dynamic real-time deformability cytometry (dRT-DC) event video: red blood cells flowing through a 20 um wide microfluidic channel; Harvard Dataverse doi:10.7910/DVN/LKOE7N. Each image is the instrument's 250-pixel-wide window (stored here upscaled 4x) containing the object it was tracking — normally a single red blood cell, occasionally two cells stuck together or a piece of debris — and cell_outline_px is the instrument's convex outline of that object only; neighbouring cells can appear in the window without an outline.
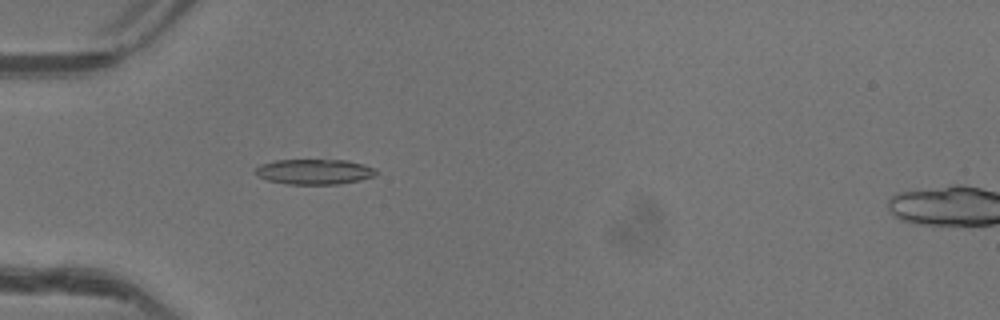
{"species": "common noctule bat (a hibernating species)", "species_latin": "Nyctalus noctula", "temperature_condition": "warm", "stored_images_in_passage": 46, "camera_frame_rate_fps": 3000, "um_per_image_px": 0.085, "animal": {"sex": "female"}, "frame": {"image": 1, "passage_image": 12, "time_ms": 3.667, "image_size_px": [1000, 320], "cell_outline_px": [[376, 176], [360, 180], [340, 184], [288, 184], [268, 180], [260, 176], [256, 172], [256, 168], [260, 164], [276, 160], [348, 160], [364, 164], [376, 168]], "centroid_in_image_um": [26.78, 14.59], "position_along_channel_um": 58.2, "area_um2": 17.74}}
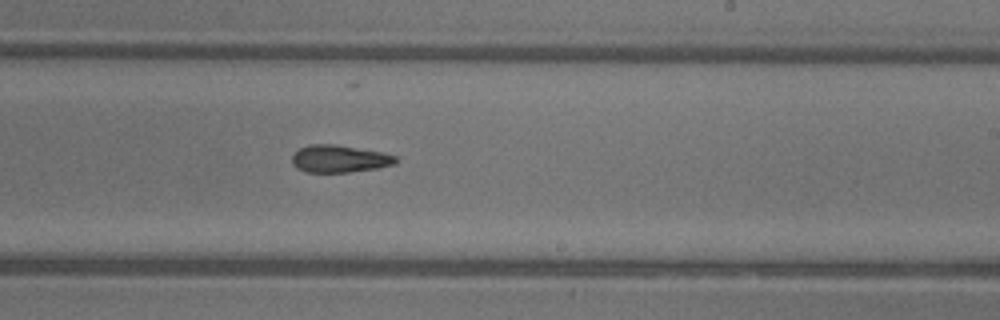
{"frame": {"image": 2, "passage_image": 27, "time_ms": 8.667, "image_size_px": [1000, 320], "cell_outline_px": [[400, 160], [396, 164], [376, 168], [348, 172], [304, 172], [296, 168], [292, 164], [292, 156], [300, 148], [308, 144], [336, 144], [384, 152], [396, 156]], "centroid_in_image_um": [28.87, 13.49], "position_along_channel_um": 260.1, "area_um2": 16.76}}
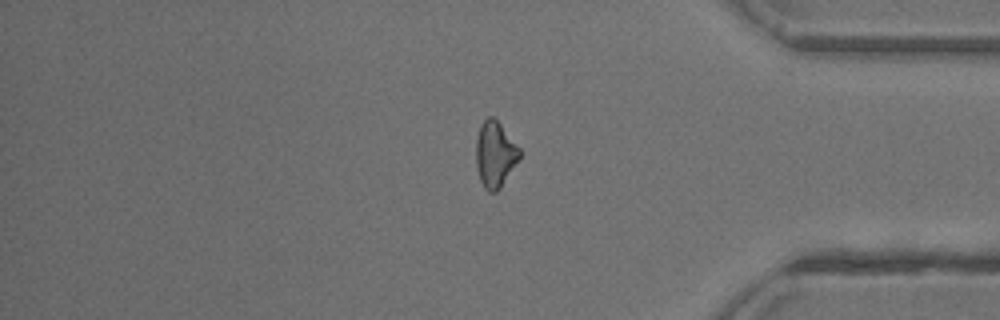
{"frame": {"image": 3, "passage_image": 38, "time_ms": 12.333, "image_size_px": [1000, 320], "cell_outline_px": [[520, 156], [500, 188], [496, 192], [488, 192], [484, 188], [480, 180], [476, 168], [476, 140], [480, 124], [488, 116], [492, 116], [500, 124], [520, 148]], "centroid_in_image_um": [42.05, 13.12], "position_along_channel_um": 393.2, "area_um2": 16.59}, "authors_computed_cell_mechanics": {"area_um2": 17.0221, "velocity_mm_per_s": 4.1765, "shape_relaxation_time_tau1_ms": null, "shape_relaxation_time_tau2_ms": 4.17, "deformation_change_tau1": null, "deformation_change_tau2": 0.1347}}